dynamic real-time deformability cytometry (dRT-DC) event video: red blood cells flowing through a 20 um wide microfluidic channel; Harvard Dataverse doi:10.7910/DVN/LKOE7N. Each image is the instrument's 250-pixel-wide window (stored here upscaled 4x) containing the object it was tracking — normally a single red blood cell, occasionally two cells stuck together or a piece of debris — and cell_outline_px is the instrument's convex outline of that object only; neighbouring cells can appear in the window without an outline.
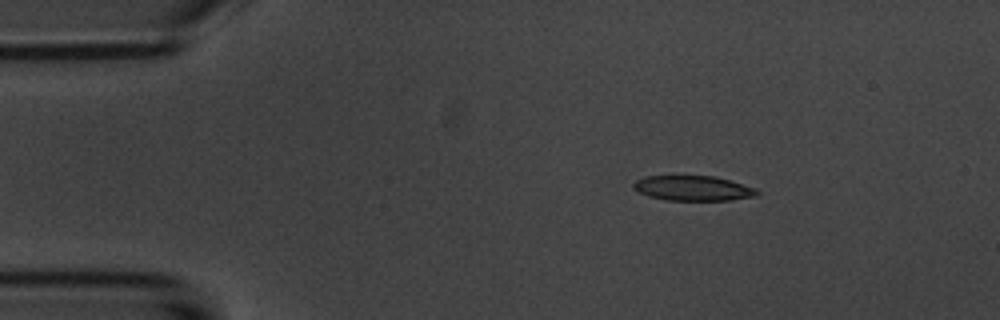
{"species": "common noctule bat (a hibernating species)", "species_latin": "Nyctalus noctula", "temperature_condition": "room temperature", "stored_images_in_passage": 3, "camera_frame_rate_fps": 3000, "um_per_image_px": 0.085, "animal": {"sex": "male", "body_mass_g": 20.1, "forearm_length_mm": 53.5}, "frame": {"image": 1, "passage_image": 1, "time_ms": 0.0, "image_size_px": [1000, 320], "cell_outline_px": [[760, 192], [756, 196], [732, 200], [664, 200], [648, 196], [632, 188], [632, 184], [636, 180], [644, 176], [716, 176], [756, 188]], "centroid_in_image_um": [58.9, 16.0], "position_along_channel_um": 26.1, "area_um2": 18.09}}
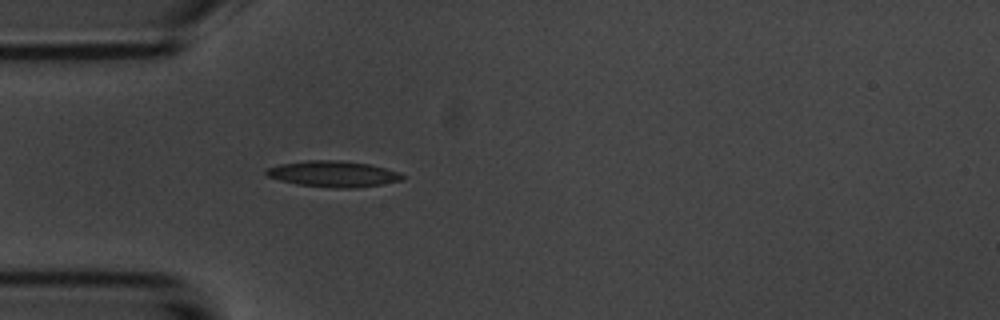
{"frame": {"image": 2, "passage_image": 3, "time_ms": 2.333, "image_size_px": [1000, 320], "cell_outline_px": [[404, 180], [384, 184], [356, 188], [332, 188], [296, 184], [280, 180], [268, 176], [264, 172], [264, 168], [280, 164], [308, 160], [344, 160], [368, 164], [400, 172], [404, 176]], "centroid_in_image_um": [28.33, 14.78], "position_along_channel_um": 56.7, "area_um2": 20.87}}